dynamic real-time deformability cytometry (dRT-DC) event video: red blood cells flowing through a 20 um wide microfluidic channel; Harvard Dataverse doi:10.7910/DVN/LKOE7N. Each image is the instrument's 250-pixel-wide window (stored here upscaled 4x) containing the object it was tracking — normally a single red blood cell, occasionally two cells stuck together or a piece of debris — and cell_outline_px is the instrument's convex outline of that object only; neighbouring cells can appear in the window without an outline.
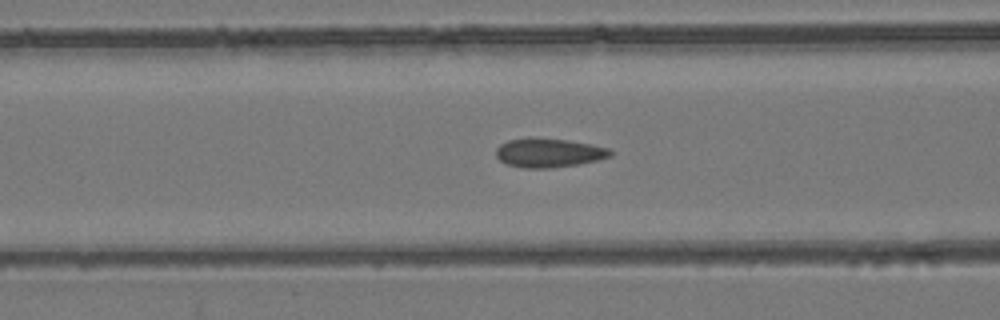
{"species": "common noctule bat (a hibernating species)", "species_latin": "Nyctalus noctula", "temperature_condition": "room temperature", "stored_images_in_passage": 53, "camera_frame_rate_fps": 3000, "um_per_image_px": 0.085, "animal": {"sex": "female", "body_mass_g": 24.6, "forearm_length_mm": 56.2}, "frame": {"image": 1, "passage_image": 21, "time_ms": 6.667, "image_size_px": [1000, 320], "cell_outline_px": [[612, 156], [596, 160], [576, 164], [548, 168], [524, 168], [508, 164], [500, 160], [496, 156], [496, 148], [500, 144], [508, 140], [528, 136], [532, 136], [568, 140], [592, 144], [612, 148]], "centroid_in_image_um": [46.64, 12.95], "position_along_channel_um": 120.0, "area_um2": 19.59}}
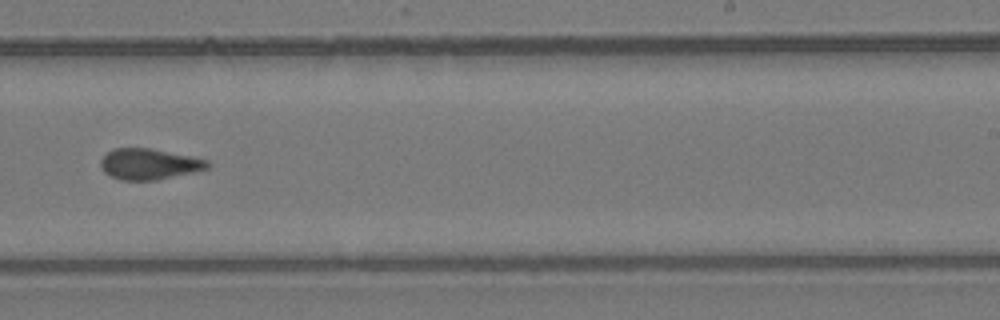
{"frame": {"image": 2, "passage_image": 33, "time_ms": 10.667, "image_size_px": [1000, 320], "cell_outline_px": [[212, 164], [208, 168], [192, 172], [156, 180], [120, 180], [104, 172], [100, 164], [100, 160], [108, 152], [116, 148], [152, 148], [208, 160]], "centroid_in_image_um": [12.68, 13.94], "position_along_channel_um": 276.3, "area_um2": 19.07}}
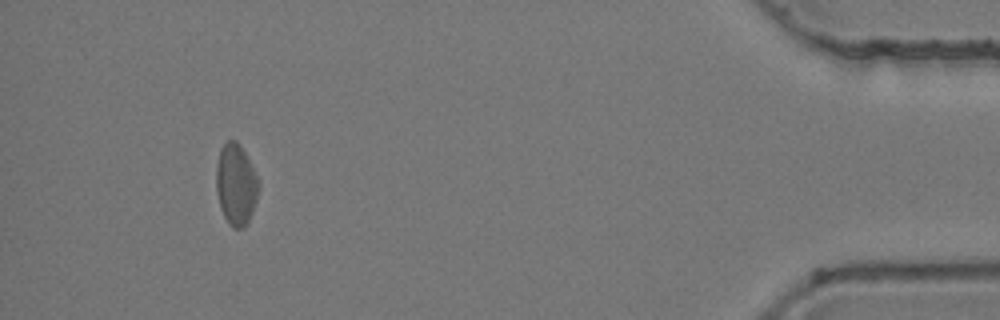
{"frame": {"image": 3, "passage_image": 49, "time_ms": 16.0, "image_size_px": [1000, 320], "cell_outline_px": [[260, 184], [256, 200], [252, 212], [244, 228], [232, 228], [228, 224], [220, 208], [216, 192], [216, 164], [220, 148], [228, 140], [236, 140], [240, 144]], "centroid_in_image_um": [20.03, 15.69], "position_along_channel_um": 415.2, "area_um2": 20.06}, "authors_computed_cell_mechanics": {"area_um2": 19.5942, "velocity_mm_per_s": 3.9198, "shape_relaxation_time_tau1_ms": null, "shape_relaxation_time_tau2_ms": 3.0296, "deformation_change_tau1": null, "deformation_change_tau2": 0.0534}}